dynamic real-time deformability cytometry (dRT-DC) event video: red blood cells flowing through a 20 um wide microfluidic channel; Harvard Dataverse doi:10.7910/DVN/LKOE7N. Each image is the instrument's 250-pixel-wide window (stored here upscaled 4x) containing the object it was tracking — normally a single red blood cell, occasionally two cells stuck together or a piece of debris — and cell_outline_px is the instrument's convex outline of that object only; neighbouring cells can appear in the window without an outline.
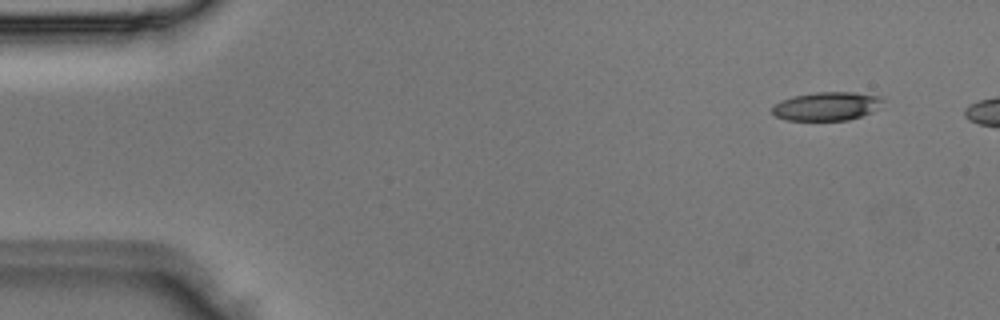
{"species": "Egyptian fruit bat (a non-hibernating species)", "species_latin": "Rousettus aegyptiacus", "temperature_condition": "room temperature", "stored_images_in_passage": 2, "camera_frame_rate_fps": 3000, "um_per_image_px": 0.085, "animal": {"sex": "male"}, "frame": {"image": 1, "passage_image": 1, "time_ms": 0.0, "image_size_px": [1000, 320], "cell_outline_px": [[884, 100], [872, 112], [848, 120], [788, 120], [776, 116], [772, 112], [772, 108], [776, 104], [792, 96], [816, 92], [852, 92], [880, 96]], "centroid_in_image_um": [70.28, 9.03], "position_along_channel_um": 14.7, "area_um2": 18.15}}